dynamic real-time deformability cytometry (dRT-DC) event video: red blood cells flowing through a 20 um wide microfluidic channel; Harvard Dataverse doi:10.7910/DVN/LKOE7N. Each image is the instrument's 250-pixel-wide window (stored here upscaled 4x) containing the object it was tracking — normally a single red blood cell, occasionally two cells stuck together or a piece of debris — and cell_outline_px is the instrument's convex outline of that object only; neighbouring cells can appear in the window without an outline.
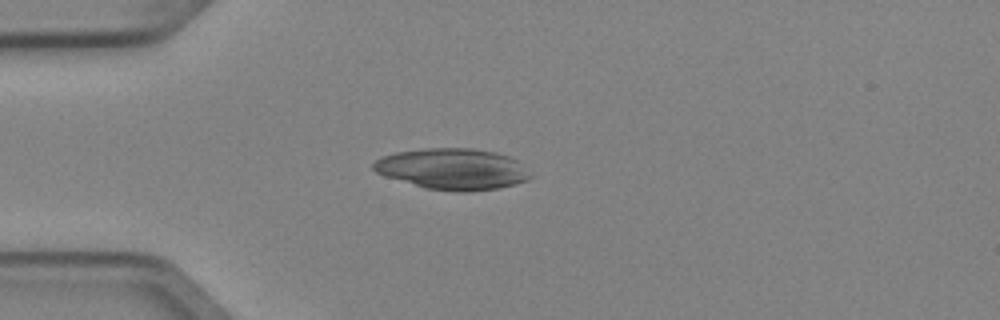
{"species": "Egyptian fruit bat (a non-hibernating species)", "species_latin": "Rousettus aegyptiacus", "temperature_condition": "cold", "stored_images_in_passage": 2, "camera_frame_rate_fps": 3000, "um_per_image_px": 0.085, "animal": {"sex": "female"}, "frame": {"image": 1, "passage_image": 1, "time_ms": 0.0, "image_size_px": [1000, 320], "cell_outline_px": [[532, 176], [524, 180], [500, 188], [468, 192], [456, 192], [424, 188], [384, 176], [376, 172], [372, 168], [372, 164], [380, 156], [396, 152], [424, 148], [472, 148], [496, 152], [508, 156], [516, 160]], "centroid_in_image_um": [38.4, 14.36], "position_along_channel_um": 46.6, "area_um2": 37.63}}